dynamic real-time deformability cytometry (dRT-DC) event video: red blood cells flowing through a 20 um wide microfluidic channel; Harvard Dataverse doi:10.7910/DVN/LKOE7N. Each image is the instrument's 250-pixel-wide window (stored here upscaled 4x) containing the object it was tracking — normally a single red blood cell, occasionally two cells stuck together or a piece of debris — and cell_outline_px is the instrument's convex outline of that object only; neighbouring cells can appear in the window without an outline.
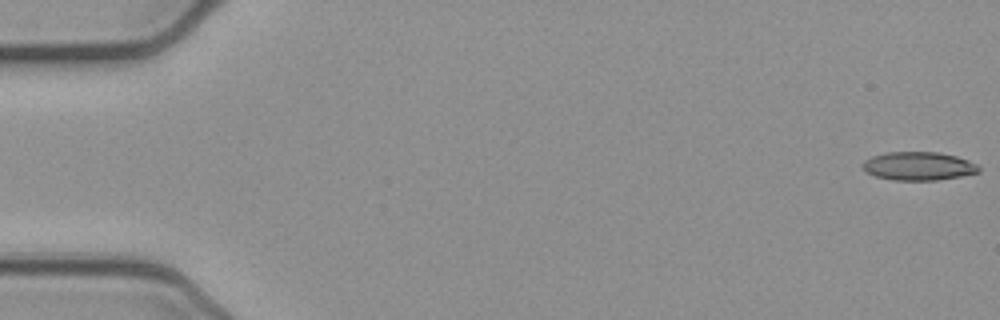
{"species": "common noctule bat (a hibernating species)", "species_latin": "Nyctalus noctula", "temperature_condition": "cold", "stored_images_in_passage": 53, "camera_frame_rate_fps": 3000, "um_per_image_px": 0.085, "animal": {"sex": "female", "body_mass_g": 21.9}, "frame": {"image": 1, "passage_image": 1, "time_ms": 0.0, "image_size_px": [1000, 320], "cell_outline_px": [[980, 172], [960, 176], [936, 180], [892, 180], [876, 176], [868, 172], [864, 168], [864, 160], [872, 156], [884, 152], [940, 152], [956, 156], [968, 160], [976, 164], [980, 168]], "centroid_in_image_um": [78.09, 14.11], "position_along_channel_um": 6.9, "area_um2": 19.13}}
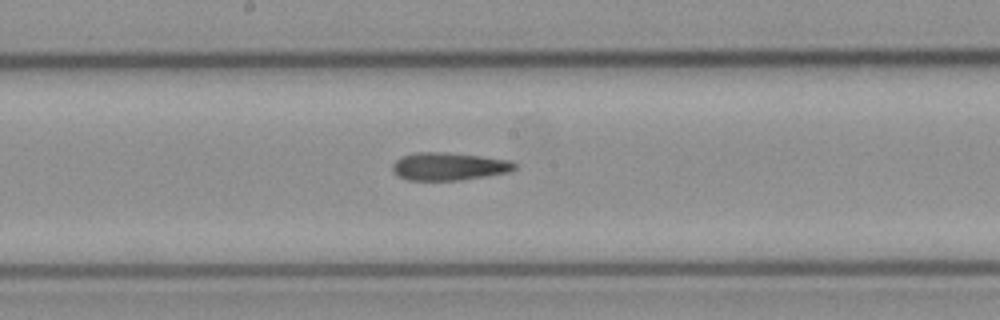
{"frame": {"image": 2, "passage_image": 28, "time_ms": 9.0, "image_size_px": [1000, 320], "cell_outline_px": [[516, 168], [512, 172], [460, 180], [408, 180], [392, 172], [392, 164], [396, 160], [404, 156], [416, 152], [444, 152], [480, 156], [512, 160], [516, 164]], "centroid_in_image_um": [38.19, 14.14], "position_along_channel_um": 210.0, "area_um2": 19.83}}
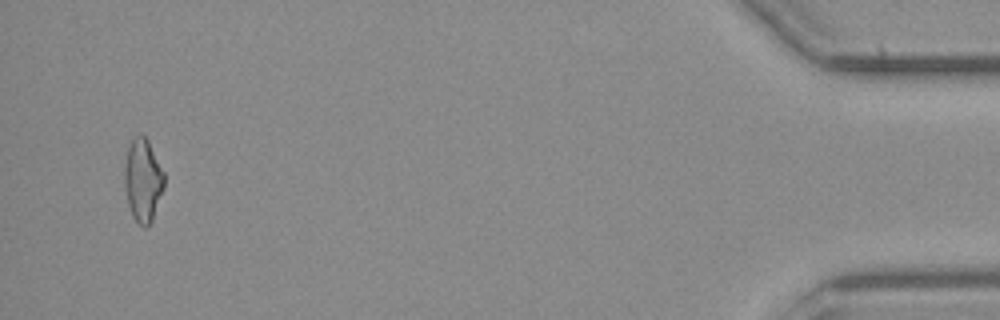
{"frame": {"image": 3, "passage_image": 51, "time_ms": 16.667, "image_size_px": [1000, 320], "cell_outline_px": [[164, 188], [152, 220], [148, 228], [144, 228], [132, 216], [128, 204], [124, 188], [124, 168], [128, 148], [132, 140], [140, 132], [148, 140], [164, 172]], "centroid_in_image_um": [12.14, 15.33], "position_along_channel_um": 423.1, "area_um2": 19.25}, "authors_computed_cell_mechanics": {"area_um2": 19.5364, "velocity_mm_per_s": 3.911, "shape_relaxation_time_tau1_ms": null, "shape_relaxation_time_tau2_ms": 8.5742, "deformation_change_tau1": null, "deformation_change_tau2": 0.2309}}